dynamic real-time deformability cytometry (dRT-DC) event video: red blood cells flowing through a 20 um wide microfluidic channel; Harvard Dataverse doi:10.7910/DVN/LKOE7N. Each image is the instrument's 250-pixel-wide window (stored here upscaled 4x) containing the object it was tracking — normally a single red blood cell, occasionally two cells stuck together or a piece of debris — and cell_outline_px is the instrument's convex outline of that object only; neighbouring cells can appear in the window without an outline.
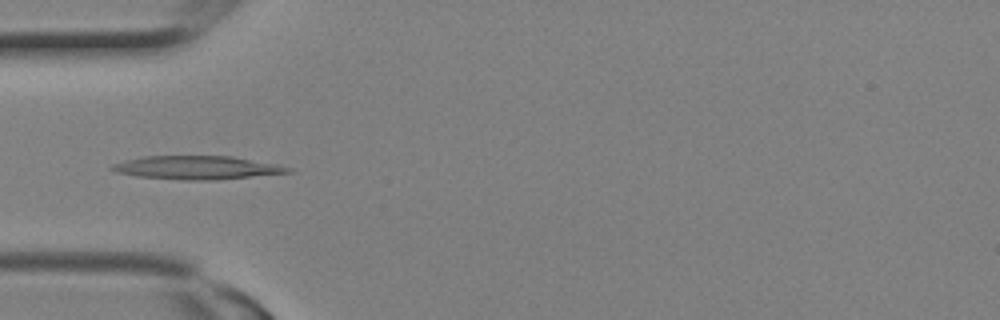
{"species": "Egyptian fruit bat (a non-hibernating species)", "species_latin": "Rousettus aegyptiacus", "temperature_condition": "room temperature", "stored_images_in_passage": 9, "camera_frame_rate_fps": 3000, "um_per_image_px": 0.085, "animal": {"sex": "female"}, "frame": {"image": 1, "passage_image": 8, "time_ms": 2.333, "image_size_px": [1000, 320], "cell_outline_px": [[292, 172], [212, 180], [184, 180], [136, 176], [116, 172], [108, 168], [112, 164], [124, 160], [144, 156], [232, 156], [276, 164], [292, 168]], "centroid_in_image_um": [16.69, 14.24], "position_along_channel_um": 68.3, "area_um2": 23.93}}